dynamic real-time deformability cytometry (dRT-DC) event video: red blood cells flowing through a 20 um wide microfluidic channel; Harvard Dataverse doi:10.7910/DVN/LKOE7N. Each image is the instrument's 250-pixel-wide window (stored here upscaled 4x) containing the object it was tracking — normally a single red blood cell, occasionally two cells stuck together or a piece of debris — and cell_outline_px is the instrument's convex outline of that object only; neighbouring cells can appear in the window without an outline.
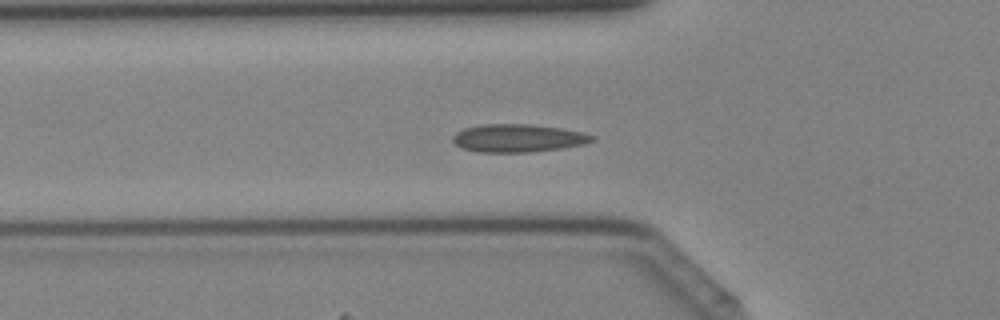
{"species": "Egyptian fruit bat (a non-hibernating species)", "species_latin": "Rousettus aegyptiacus", "temperature_condition": "cold", "stored_images_in_passage": 31, "camera_frame_rate_fps": 3000, "um_per_image_px": 0.085, "animal": {"sex": "female"}, "frame": {"image": 1, "passage_image": 9, "time_ms": 2.667, "image_size_px": [1000, 320], "cell_outline_px": [[596, 140], [584, 144], [560, 148], [528, 152], [476, 152], [464, 148], [456, 144], [452, 140], [452, 136], [456, 132], [464, 128], [484, 124], [532, 124], [560, 128], [584, 132], [596, 136]], "centroid_in_image_um": [44.05, 11.73], "position_along_channel_um": 81.7, "area_um2": 22.72}}
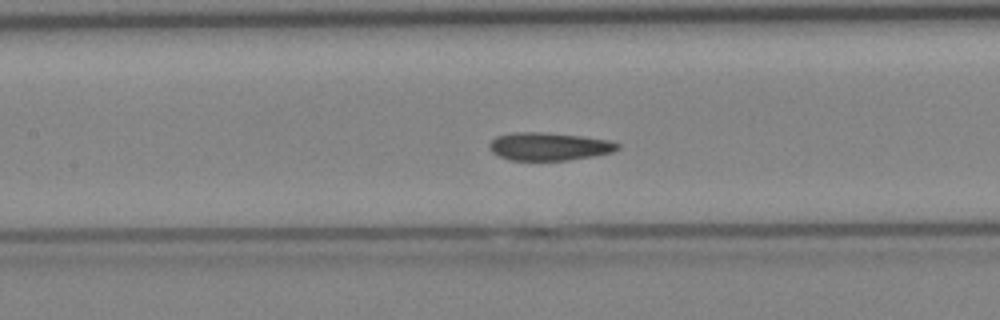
{"frame": {"image": 2, "passage_image": 14, "time_ms": 4.333, "image_size_px": [1000, 320], "cell_outline_px": [[620, 148], [612, 152], [592, 156], [568, 160], [508, 160], [492, 152], [488, 148], [488, 144], [496, 136], [512, 132], [544, 132], [580, 136], [608, 140], [620, 144]], "centroid_in_image_um": [46.63, 12.44], "position_along_channel_um": 160.8, "area_um2": 20.87}}
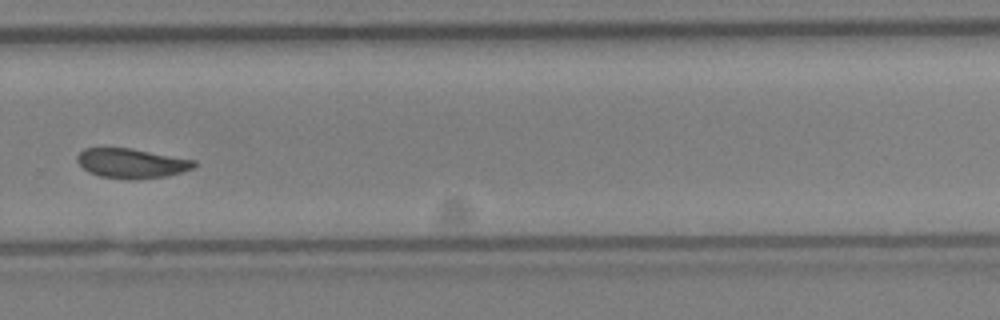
{"frame": {"image": 3, "passage_image": 24, "time_ms": 7.667, "image_size_px": [1000, 320], "cell_outline_px": [[196, 168], [164, 176], [132, 180], [128, 180], [100, 176], [88, 172], [76, 160], [76, 156], [84, 148], [132, 148], [196, 160]], "centroid_in_image_um": [11.19, 13.88], "position_along_channel_um": 318.6, "area_um2": 20.29}}